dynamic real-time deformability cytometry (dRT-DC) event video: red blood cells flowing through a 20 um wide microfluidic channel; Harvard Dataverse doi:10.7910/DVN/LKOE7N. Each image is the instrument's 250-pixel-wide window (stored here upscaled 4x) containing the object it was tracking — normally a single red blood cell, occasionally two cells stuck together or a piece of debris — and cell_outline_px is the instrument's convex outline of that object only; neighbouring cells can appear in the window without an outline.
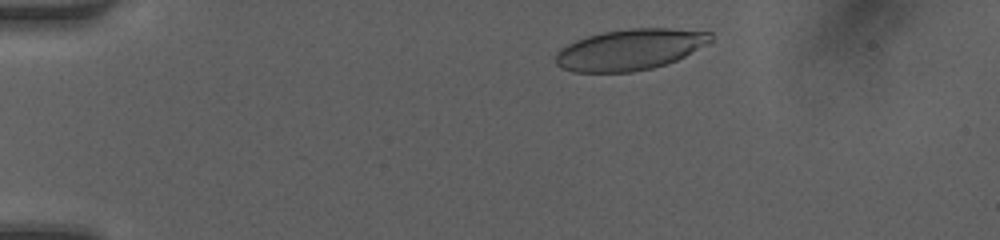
{"species": "human", "species_latin": "Homo sapiens", "temperature_condition": "room temperature", "stored_images_in_passage": 14, "camera_frame_rate_fps": 3000, "um_per_image_px": 0.085, "donor": {"sex": "female"}, "frame": {"image": 1, "passage_image": 2, "time_ms": 0.333, "image_size_px": [1000, 240], "cell_outline_px": [[712, 40], [708, 44], [676, 60], [652, 68], [632, 72], [572, 72], [560, 68], [556, 64], [556, 52], [560, 48], [576, 40], [588, 36], [604, 32], [628, 28], [672, 28], [712, 32]], "centroid_in_image_um": [53.54, 4.21], "position_along_channel_um": 31.5, "area_um2": 37.11}}
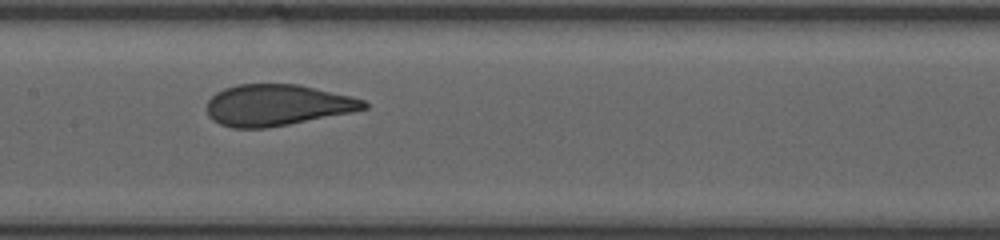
{"frame": {"image": 2, "passage_image": 9, "time_ms": 2.667, "image_size_px": [1000, 240], "cell_outline_px": [[368, 108], [352, 112], [288, 124], [264, 128], [232, 128], [220, 124], [212, 120], [208, 116], [208, 100], [216, 92], [224, 88], [236, 84], [300, 84], [352, 96], [364, 100], [368, 104]], "centroid_in_image_um": [23.56, 8.92], "position_along_channel_um": 183.8, "area_um2": 37.8}}
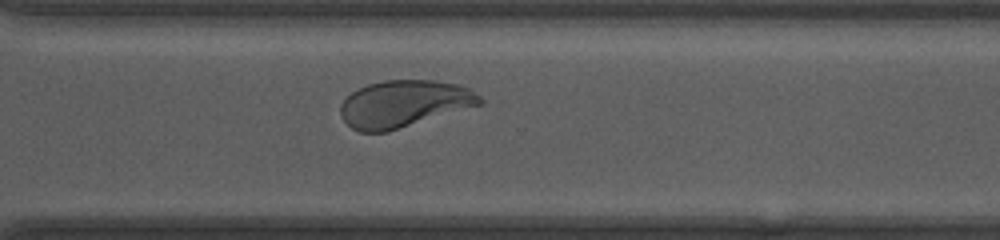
{"frame": {"image": 3, "passage_image": 14, "time_ms": 4.333, "image_size_px": [1000, 240], "cell_outline_px": [[484, 104], [384, 132], [360, 132], [352, 128], [344, 120], [340, 112], [340, 104], [352, 92], [368, 84], [384, 80], [436, 80], [460, 84], [468, 88], [480, 96], [484, 100]], "centroid_in_image_um": [34.36, 8.8], "position_along_channel_um": 336.2, "area_um2": 37.97}}